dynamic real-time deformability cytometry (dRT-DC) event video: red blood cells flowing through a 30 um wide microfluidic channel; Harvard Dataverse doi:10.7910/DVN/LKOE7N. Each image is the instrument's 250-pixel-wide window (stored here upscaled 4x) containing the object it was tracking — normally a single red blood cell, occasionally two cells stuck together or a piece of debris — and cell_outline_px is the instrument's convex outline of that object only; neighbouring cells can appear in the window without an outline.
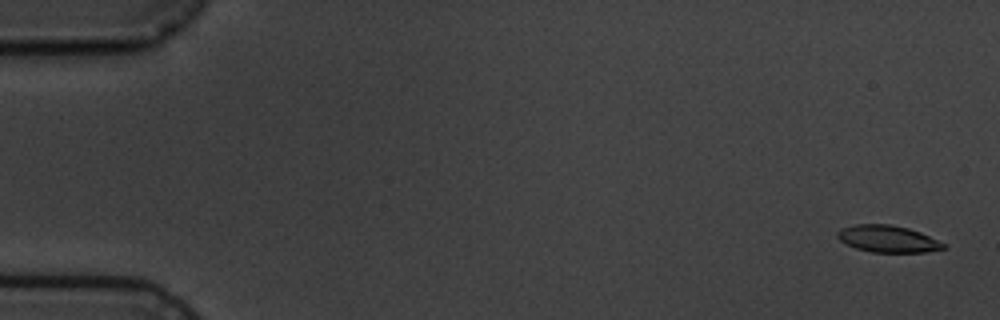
{"species": "common noctule bat (a hibernating species)", "species_latin": "Nyctalus noctula", "temperature_condition": "cold", "stored_images_in_passage": 8, "camera_frame_rate_fps": 3000, "um_per_image_px": 0.085, "animal": {"sex": "male", "body_mass_g": 19.5, "forearm_length_mm": 54.6}, "frame": {"image": 1, "passage_image": 1, "time_ms": 0.0, "image_size_px": [1000, 320], "cell_outline_px": [[948, 244], [944, 248], [924, 252], [872, 252], [856, 248], [840, 240], [836, 236], [836, 232], [840, 228], [856, 224], [892, 224], [908, 228], [920, 232]], "centroid_in_image_um": [75.46, 20.29], "position_along_channel_um": 9.5, "area_um2": 16.65}}
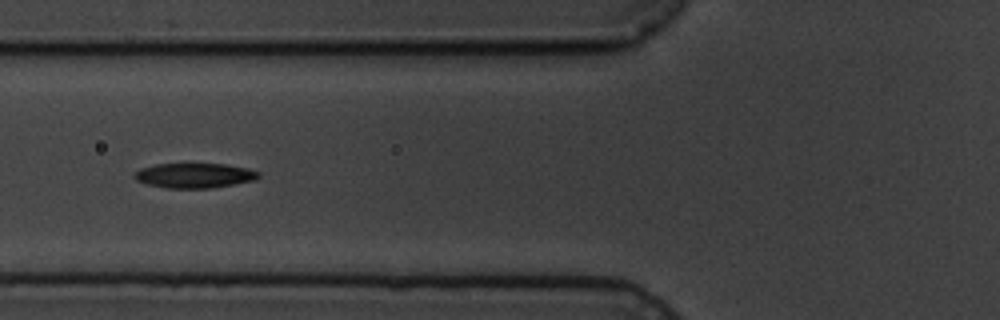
{"frame": {"image": 2, "passage_image": 6, "time_ms": 6.667, "image_size_px": [1000, 320], "cell_outline_px": [[260, 176], [252, 180], [212, 188], [164, 188], [148, 184], [136, 180], [132, 176], [132, 172], [140, 168], [156, 164], [224, 164], [248, 168], [260, 172]], "centroid_in_image_um": [16.47, 14.91], "position_along_channel_um": 109.3, "area_um2": 17.98}}
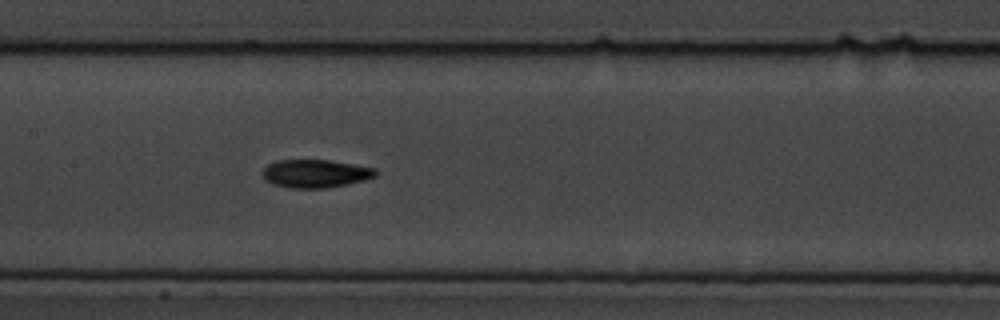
{"frame": {"image": 3, "passage_image": 8, "time_ms": 8.667, "image_size_px": [1000, 320], "cell_outline_px": [[376, 176], [364, 180], [348, 184], [324, 188], [292, 188], [272, 184], [264, 180], [260, 172], [268, 164], [280, 160], [328, 160], [376, 168]], "centroid_in_image_um": [26.77, 14.76], "position_along_channel_um": 180.6, "area_um2": 18.55}}